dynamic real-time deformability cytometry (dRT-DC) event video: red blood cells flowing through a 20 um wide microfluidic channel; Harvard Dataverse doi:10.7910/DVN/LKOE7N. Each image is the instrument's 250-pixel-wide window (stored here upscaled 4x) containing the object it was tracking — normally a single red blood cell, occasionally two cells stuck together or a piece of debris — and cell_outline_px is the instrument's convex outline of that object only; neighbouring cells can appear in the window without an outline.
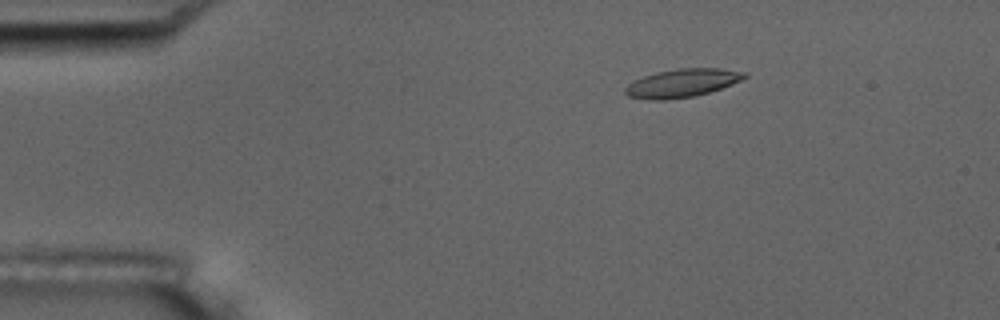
{"species": "common noctule bat (a hibernating species)", "species_latin": "Nyctalus noctula", "temperature_condition": "room temperature", "stored_images_in_passage": 4, "camera_frame_rate_fps": 3000, "um_per_image_px": 0.085, "animal": {"sex": "male", "body_mass_g": 17.5, "forearm_length_mm": 52.3}, "frame": {"image": 1, "passage_image": 2, "time_ms": 2.0, "image_size_px": [1000, 320], "cell_outline_px": [[748, 76], [732, 84], [708, 92], [692, 96], [664, 100], [648, 100], [628, 96], [624, 92], [624, 88], [628, 84], [644, 76], [656, 72], [680, 68], [720, 68], [748, 72]], "centroid_in_image_um": [57.98, 7.05], "position_along_channel_um": 27.0, "area_um2": 19.54}}